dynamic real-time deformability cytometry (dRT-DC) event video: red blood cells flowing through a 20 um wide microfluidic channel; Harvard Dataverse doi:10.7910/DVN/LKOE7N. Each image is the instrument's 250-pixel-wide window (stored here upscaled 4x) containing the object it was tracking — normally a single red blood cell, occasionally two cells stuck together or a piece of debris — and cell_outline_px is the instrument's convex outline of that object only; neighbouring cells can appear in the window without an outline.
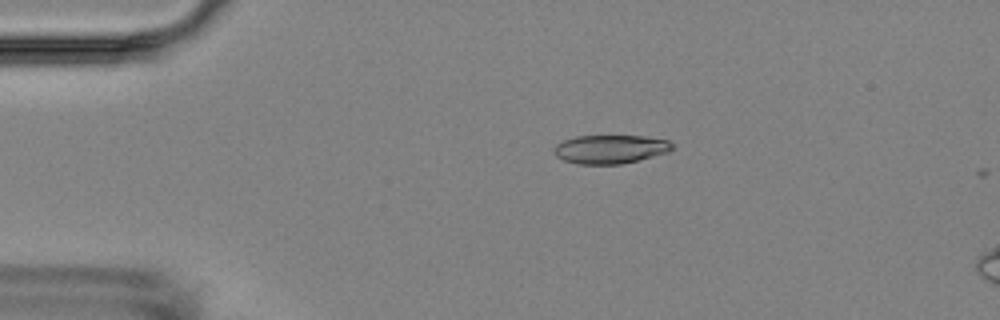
{"species": "Egyptian fruit bat (a non-hibernating species)", "species_latin": "Rousettus aegyptiacus", "temperature_condition": "room temperature", "stored_images_in_passage": 5, "camera_frame_rate_fps": 3000, "um_per_image_px": 0.085, "animal": {"sex": "female"}, "frame": {"image": 1, "passage_image": 3, "time_ms": 2.333, "image_size_px": [1000, 320], "cell_outline_px": [[676, 148], [668, 152], [620, 164], [576, 164], [564, 160], [556, 156], [552, 152], [552, 148], [556, 144], [564, 140], [576, 136], [644, 136], [668, 140]], "centroid_in_image_um": [51.84, 12.67], "position_along_channel_um": 33.2, "area_um2": 19.77}}